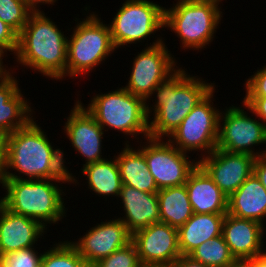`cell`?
<instances>
[{"instance_id": "f1b7e54d", "label": "cell", "mask_w": 266, "mask_h": 267, "mask_svg": "<svg viewBox=\"0 0 266 267\" xmlns=\"http://www.w3.org/2000/svg\"><path fill=\"white\" fill-rule=\"evenodd\" d=\"M33 11L20 0H0V19L18 34L22 31Z\"/></svg>"}, {"instance_id": "74e56055", "label": "cell", "mask_w": 266, "mask_h": 267, "mask_svg": "<svg viewBox=\"0 0 266 267\" xmlns=\"http://www.w3.org/2000/svg\"><path fill=\"white\" fill-rule=\"evenodd\" d=\"M57 0H25L26 5L33 11V12H39L41 8H39V5L41 4H48V5H54V3ZM38 4V5H37Z\"/></svg>"}, {"instance_id": "484cf974", "label": "cell", "mask_w": 266, "mask_h": 267, "mask_svg": "<svg viewBox=\"0 0 266 267\" xmlns=\"http://www.w3.org/2000/svg\"><path fill=\"white\" fill-rule=\"evenodd\" d=\"M82 166V174L87 176L88 188L100 197H119L122 180L115 158Z\"/></svg>"}, {"instance_id": "e0dca14e", "label": "cell", "mask_w": 266, "mask_h": 267, "mask_svg": "<svg viewBox=\"0 0 266 267\" xmlns=\"http://www.w3.org/2000/svg\"><path fill=\"white\" fill-rule=\"evenodd\" d=\"M265 225L245 218L226 213L222 236L238 262H250L265 253Z\"/></svg>"}, {"instance_id": "8992f818", "label": "cell", "mask_w": 266, "mask_h": 267, "mask_svg": "<svg viewBox=\"0 0 266 267\" xmlns=\"http://www.w3.org/2000/svg\"><path fill=\"white\" fill-rule=\"evenodd\" d=\"M100 19L93 12L73 28L67 43V77L72 79L83 73L88 75L116 51L109 24H103Z\"/></svg>"}, {"instance_id": "ac0fdd59", "label": "cell", "mask_w": 266, "mask_h": 267, "mask_svg": "<svg viewBox=\"0 0 266 267\" xmlns=\"http://www.w3.org/2000/svg\"><path fill=\"white\" fill-rule=\"evenodd\" d=\"M46 229L39 221L15 214L0 203V255L35 247Z\"/></svg>"}, {"instance_id": "9c48e42d", "label": "cell", "mask_w": 266, "mask_h": 267, "mask_svg": "<svg viewBox=\"0 0 266 267\" xmlns=\"http://www.w3.org/2000/svg\"><path fill=\"white\" fill-rule=\"evenodd\" d=\"M164 8L149 0H126L109 24L116 49L137 44L164 28Z\"/></svg>"}, {"instance_id": "836d02e7", "label": "cell", "mask_w": 266, "mask_h": 267, "mask_svg": "<svg viewBox=\"0 0 266 267\" xmlns=\"http://www.w3.org/2000/svg\"><path fill=\"white\" fill-rule=\"evenodd\" d=\"M243 106L266 126V97H244Z\"/></svg>"}, {"instance_id": "5b68a950", "label": "cell", "mask_w": 266, "mask_h": 267, "mask_svg": "<svg viewBox=\"0 0 266 267\" xmlns=\"http://www.w3.org/2000/svg\"><path fill=\"white\" fill-rule=\"evenodd\" d=\"M171 8H164V27L180 38L181 47L201 50L213 41L223 17L219 3L202 0H178Z\"/></svg>"}, {"instance_id": "b9f144b4", "label": "cell", "mask_w": 266, "mask_h": 267, "mask_svg": "<svg viewBox=\"0 0 266 267\" xmlns=\"http://www.w3.org/2000/svg\"><path fill=\"white\" fill-rule=\"evenodd\" d=\"M140 267H168L165 265H141Z\"/></svg>"}, {"instance_id": "603a6c76", "label": "cell", "mask_w": 266, "mask_h": 267, "mask_svg": "<svg viewBox=\"0 0 266 267\" xmlns=\"http://www.w3.org/2000/svg\"><path fill=\"white\" fill-rule=\"evenodd\" d=\"M128 142H125L123 150L115 156L122 185L147 193H157L159 189L149 172L144 154L139 149H134Z\"/></svg>"}, {"instance_id": "44dd1931", "label": "cell", "mask_w": 266, "mask_h": 267, "mask_svg": "<svg viewBox=\"0 0 266 267\" xmlns=\"http://www.w3.org/2000/svg\"><path fill=\"white\" fill-rule=\"evenodd\" d=\"M185 187L194 213H227L228 197L199 165L189 174Z\"/></svg>"}, {"instance_id": "52a82bcc", "label": "cell", "mask_w": 266, "mask_h": 267, "mask_svg": "<svg viewBox=\"0 0 266 267\" xmlns=\"http://www.w3.org/2000/svg\"><path fill=\"white\" fill-rule=\"evenodd\" d=\"M86 110L103 128L115 129L136 138L149 137V118L145 110V101L121 87L108 93L96 94L91 98ZM135 136V137H134Z\"/></svg>"}, {"instance_id": "8fae6325", "label": "cell", "mask_w": 266, "mask_h": 267, "mask_svg": "<svg viewBox=\"0 0 266 267\" xmlns=\"http://www.w3.org/2000/svg\"><path fill=\"white\" fill-rule=\"evenodd\" d=\"M248 114L242 107L233 105L220 112L218 149L230 153H245L254 157L266 154V148L261 152L253 149L255 145L266 144V126L259 119L256 120Z\"/></svg>"}, {"instance_id": "d590c367", "label": "cell", "mask_w": 266, "mask_h": 267, "mask_svg": "<svg viewBox=\"0 0 266 267\" xmlns=\"http://www.w3.org/2000/svg\"><path fill=\"white\" fill-rule=\"evenodd\" d=\"M168 267H209V266L194 261L188 255H181L173 264H171Z\"/></svg>"}, {"instance_id": "cb8c5ba5", "label": "cell", "mask_w": 266, "mask_h": 267, "mask_svg": "<svg viewBox=\"0 0 266 267\" xmlns=\"http://www.w3.org/2000/svg\"><path fill=\"white\" fill-rule=\"evenodd\" d=\"M226 214H197L178 228V240L181 255H189L201 243L222 235V226Z\"/></svg>"}, {"instance_id": "60d3db41", "label": "cell", "mask_w": 266, "mask_h": 267, "mask_svg": "<svg viewBox=\"0 0 266 267\" xmlns=\"http://www.w3.org/2000/svg\"><path fill=\"white\" fill-rule=\"evenodd\" d=\"M232 267H252L250 262H238Z\"/></svg>"}, {"instance_id": "7a4b0ae2", "label": "cell", "mask_w": 266, "mask_h": 267, "mask_svg": "<svg viewBox=\"0 0 266 267\" xmlns=\"http://www.w3.org/2000/svg\"><path fill=\"white\" fill-rule=\"evenodd\" d=\"M214 84L203 81L201 77L188 75V72L179 67L173 75L154 89L150 99L145 101V110L149 118V137L166 140L197 103L214 88ZM153 94H156L154 106L147 104L148 100L153 98ZM150 114L154 115V118H150Z\"/></svg>"}, {"instance_id": "1f68e13d", "label": "cell", "mask_w": 266, "mask_h": 267, "mask_svg": "<svg viewBox=\"0 0 266 267\" xmlns=\"http://www.w3.org/2000/svg\"><path fill=\"white\" fill-rule=\"evenodd\" d=\"M245 97H266V66L245 81Z\"/></svg>"}, {"instance_id": "ab89813d", "label": "cell", "mask_w": 266, "mask_h": 267, "mask_svg": "<svg viewBox=\"0 0 266 267\" xmlns=\"http://www.w3.org/2000/svg\"><path fill=\"white\" fill-rule=\"evenodd\" d=\"M3 58L4 55L0 52V80H2L8 73L13 71L11 69H8L7 66L3 65Z\"/></svg>"}, {"instance_id": "9a60e30c", "label": "cell", "mask_w": 266, "mask_h": 267, "mask_svg": "<svg viewBox=\"0 0 266 267\" xmlns=\"http://www.w3.org/2000/svg\"><path fill=\"white\" fill-rule=\"evenodd\" d=\"M87 231L78 241L70 243L90 267L132 240V235L120 218L102 221Z\"/></svg>"}, {"instance_id": "30bf717a", "label": "cell", "mask_w": 266, "mask_h": 267, "mask_svg": "<svg viewBox=\"0 0 266 267\" xmlns=\"http://www.w3.org/2000/svg\"><path fill=\"white\" fill-rule=\"evenodd\" d=\"M154 41L134 57L128 85L124 87L128 92L144 101L149 99L152 91L179 68L164 40L157 37Z\"/></svg>"}, {"instance_id": "f546056e", "label": "cell", "mask_w": 266, "mask_h": 267, "mask_svg": "<svg viewBox=\"0 0 266 267\" xmlns=\"http://www.w3.org/2000/svg\"><path fill=\"white\" fill-rule=\"evenodd\" d=\"M138 251L131 241L125 247L116 250L110 256L98 261L92 267H140Z\"/></svg>"}, {"instance_id": "3957f363", "label": "cell", "mask_w": 266, "mask_h": 267, "mask_svg": "<svg viewBox=\"0 0 266 267\" xmlns=\"http://www.w3.org/2000/svg\"><path fill=\"white\" fill-rule=\"evenodd\" d=\"M67 38L44 11L32 12L18 34L17 63L62 80L66 76Z\"/></svg>"}, {"instance_id": "ffe728a7", "label": "cell", "mask_w": 266, "mask_h": 267, "mask_svg": "<svg viewBox=\"0 0 266 267\" xmlns=\"http://www.w3.org/2000/svg\"><path fill=\"white\" fill-rule=\"evenodd\" d=\"M123 204L125 217H119L132 235L153 223L160 222L157 193L139 191L122 185L119 197Z\"/></svg>"}, {"instance_id": "e575fe53", "label": "cell", "mask_w": 266, "mask_h": 267, "mask_svg": "<svg viewBox=\"0 0 266 267\" xmlns=\"http://www.w3.org/2000/svg\"><path fill=\"white\" fill-rule=\"evenodd\" d=\"M253 173L256 175L263 187L266 189V154L255 158Z\"/></svg>"}, {"instance_id": "d6a6232c", "label": "cell", "mask_w": 266, "mask_h": 267, "mask_svg": "<svg viewBox=\"0 0 266 267\" xmlns=\"http://www.w3.org/2000/svg\"><path fill=\"white\" fill-rule=\"evenodd\" d=\"M18 48V33L0 19V52L5 56L9 52L16 54ZM7 52V53H5Z\"/></svg>"}, {"instance_id": "6da1fadb", "label": "cell", "mask_w": 266, "mask_h": 267, "mask_svg": "<svg viewBox=\"0 0 266 267\" xmlns=\"http://www.w3.org/2000/svg\"><path fill=\"white\" fill-rule=\"evenodd\" d=\"M63 155L64 151L52 146L45 131L33 118L26 126L7 135L5 164L0 178L71 179V183L76 184L78 180L69 173Z\"/></svg>"}, {"instance_id": "2e32d148", "label": "cell", "mask_w": 266, "mask_h": 267, "mask_svg": "<svg viewBox=\"0 0 266 267\" xmlns=\"http://www.w3.org/2000/svg\"><path fill=\"white\" fill-rule=\"evenodd\" d=\"M83 105L80 100L75 102L63 127L71 146L86 159L84 166L106 158L101 155L103 128Z\"/></svg>"}, {"instance_id": "7402d4cb", "label": "cell", "mask_w": 266, "mask_h": 267, "mask_svg": "<svg viewBox=\"0 0 266 267\" xmlns=\"http://www.w3.org/2000/svg\"><path fill=\"white\" fill-rule=\"evenodd\" d=\"M227 213L239 218L255 220L264 225L266 189L254 173L228 197Z\"/></svg>"}, {"instance_id": "7bdbcfd3", "label": "cell", "mask_w": 266, "mask_h": 267, "mask_svg": "<svg viewBox=\"0 0 266 267\" xmlns=\"http://www.w3.org/2000/svg\"><path fill=\"white\" fill-rule=\"evenodd\" d=\"M202 1H214V2H217V3H222L223 0H202Z\"/></svg>"}, {"instance_id": "4fadbf2b", "label": "cell", "mask_w": 266, "mask_h": 267, "mask_svg": "<svg viewBox=\"0 0 266 267\" xmlns=\"http://www.w3.org/2000/svg\"><path fill=\"white\" fill-rule=\"evenodd\" d=\"M141 265L170 266L180 256L178 229L166 223H153L132 234Z\"/></svg>"}, {"instance_id": "7c38bea8", "label": "cell", "mask_w": 266, "mask_h": 267, "mask_svg": "<svg viewBox=\"0 0 266 267\" xmlns=\"http://www.w3.org/2000/svg\"><path fill=\"white\" fill-rule=\"evenodd\" d=\"M146 145L138 149L144 154L150 174L158 189L184 185L198 161L189 160L188 154L180 151L168 140L146 138ZM149 144V145H148Z\"/></svg>"}, {"instance_id": "d6986e66", "label": "cell", "mask_w": 266, "mask_h": 267, "mask_svg": "<svg viewBox=\"0 0 266 267\" xmlns=\"http://www.w3.org/2000/svg\"><path fill=\"white\" fill-rule=\"evenodd\" d=\"M12 73L0 80V131L7 135L26 126L33 119L31 103L25 100Z\"/></svg>"}, {"instance_id": "d4e9b609", "label": "cell", "mask_w": 266, "mask_h": 267, "mask_svg": "<svg viewBox=\"0 0 266 267\" xmlns=\"http://www.w3.org/2000/svg\"><path fill=\"white\" fill-rule=\"evenodd\" d=\"M157 197L161 223L178 229L194 214L185 184L160 189Z\"/></svg>"}, {"instance_id": "f35d334b", "label": "cell", "mask_w": 266, "mask_h": 267, "mask_svg": "<svg viewBox=\"0 0 266 267\" xmlns=\"http://www.w3.org/2000/svg\"><path fill=\"white\" fill-rule=\"evenodd\" d=\"M252 267H266V253L259 255L254 260L250 261Z\"/></svg>"}, {"instance_id": "83f0119b", "label": "cell", "mask_w": 266, "mask_h": 267, "mask_svg": "<svg viewBox=\"0 0 266 267\" xmlns=\"http://www.w3.org/2000/svg\"><path fill=\"white\" fill-rule=\"evenodd\" d=\"M41 258V267H90L70 241H60L49 247Z\"/></svg>"}, {"instance_id": "277c9868", "label": "cell", "mask_w": 266, "mask_h": 267, "mask_svg": "<svg viewBox=\"0 0 266 267\" xmlns=\"http://www.w3.org/2000/svg\"><path fill=\"white\" fill-rule=\"evenodd\" d=\"M56 182L71 184V179L0 178V184L6 189L0 203L11 212L35 219L47 228V224H57L66 217L62 198L65 194Z\"/></svg>"}, {"instance_id": "8d00e7d4", "label": "cell", "mask_w": 266, "mask_h": 267, "mask_svg": "<svg viewBox=\"0 0 266 267\" xmlns=\"http://www.w3.org/2000/svg\"><path fill=\"white\" fill-rule=\"evenodd\" d=\"M7 134L0 131V172L5 164Z\"/></svg>"}, {"instance_id": "4dcf8cb0", "label": "cell", "mask_w": 266, "mask_h": 267, "mask_svg": "<svg viewBox=\"0 0 266 267\" xmlns=\"http://www.w3.org/2000/svg\"><path fill=\"white\" fill-rule=\"evenodd\" d=\"M42 255L35 247L8 252L0 255V267H39Z\"/></svg>"}, {"instance_id": "4316f807", "label": "cell", "mask_w": 266, "mask_h": 267, "mask_svg": "<svg viewBox=\"0 0 266 267\" xmlns=\"http://www.w3.org/2000/svg\"><path fill=\"white\" fill-rule=\"evenodd\" d=\"M188 256L209 267H232L238 263L222 235L201 243Z\"/></svg>"}, {"instance_id": "5bb4252c", "label": "cell", "mask_w": 266, "mask_h": 267, "mask_svg": "<svg viewBox=\"0 0 266 267\" xmlns=\"http://www.w3.org/2000/svg\"><path fill=\"white\" fill-rule=\"evenodd\" d=\"M198 159V165L214 183L229 197L253 173L255 158L245 153H230L216 148L212 153Z\"/></svg>"}, {"instance_id": "ba28073f", "label": "cell", "mask_w": 266, "mask_h": 267, "mask_svg": "<svg viewBox=\"0 0 266 267\" xmlns=\"http://www.w3.org/2000/svg\"><path fill=\"white\" fill-rule=\"evenodd\" d=\"M214 91L215 87L197 103L168 137L167 140L180 151H204L205 154L200 155L205 157L217 148L220 111L213 106Z\"/></svg>"}]
</instances>
